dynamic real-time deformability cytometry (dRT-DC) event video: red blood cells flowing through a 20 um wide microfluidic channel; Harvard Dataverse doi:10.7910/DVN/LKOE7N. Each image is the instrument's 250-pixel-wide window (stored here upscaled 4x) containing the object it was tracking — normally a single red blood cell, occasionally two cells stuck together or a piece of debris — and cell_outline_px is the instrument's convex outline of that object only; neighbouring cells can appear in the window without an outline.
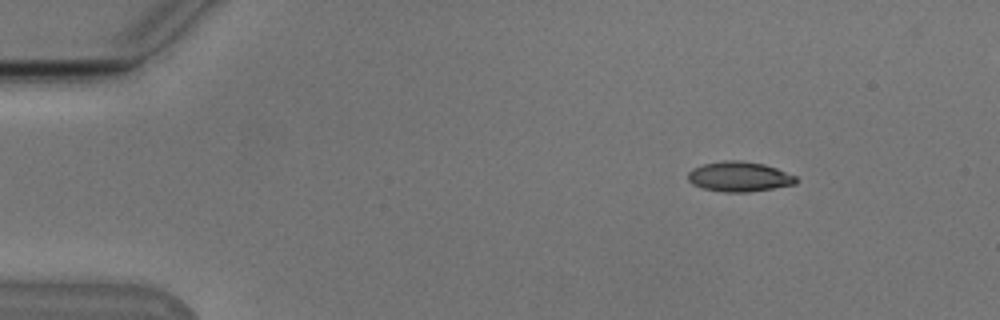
{"species": "Egyptian fruit bat (a non-hibernating species)", "species_latin": "Rousettus aegyptiacus", "temperature_condition": "cold", "stored_images_in_passage": 4, "camera_frame_rate_fps": 3000, "um_per_image_px": 0.085, "animal": {"sex": "male"}, "frame": {"image": 1, "passage_image": 1, "time_ms": 0.0, "image_size_px": [1000, 320], "cell_outline_px": [[800, 180], [796, 184], [748, 192], [724, 192], [704, 188], [692, 184], [688, 180], [688, 172], [692, 168], [704, 164], [724, 160], [740, 160], [764, 164], [776, 168], [796, 176]], "centroid_in_image_um": [62.85, 15.01], "position_along_channel_um": 22.2, "area_um2": 18.9}}